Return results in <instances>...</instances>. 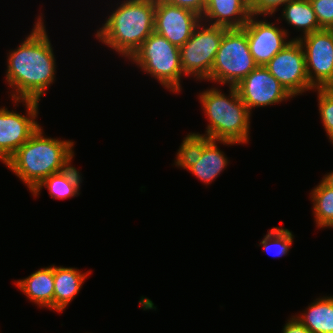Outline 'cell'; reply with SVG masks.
<instances>
[{
    "label": "cell",
    "instance_id": "cell-1",
    "mask_svg": "<svg viewBox=\"0 0 333 333\" xmlns=\"http://www.w3.org/2000/svg\"><path fill=\"white\" fill-rule=\"evenodd\" d=\"M42 15L22 43L9 52L6 80L12 100L40 101L54 82L56 60Z\"/></svg>",
    "mask_w": 333,
    "mask_h": 333
},
{
    "label": "cell",
    "instance_id": "cell-2",
    "mask_svg": "<svg viewBox=\"0 0 333 333\" xmlns=\"http://www.w3.org/2000/svg\"><path fill=\"white\" fill-rule=\"evenodd\" d=\"M43 134L40 126L5 163L30 192L43 179L69 167L74 157L73 141L53 139Z\"/></svg>",
    "mask_w": 333,
    "mask_h": 333
},
{
    "label": "cell",
    "instance_id": "cell-3",
    "mask_svg": "<svg viewBox=\"0 0 333 333\" xmlns=\"http://www.w3.org/2000/svg\"><path fill=\"white\" fill-rule=\"evenodd\" d=\"M121 3L95 36L129 59L154 32L156 0H126Z\"/></svg>",
    "mask_w": 333,
    "mask_h": 333
},
{
    "label": "cell",
    "instance_id": "cell-4",
    "mask_svg": "<svg viewBox=\"0 0 333 333\" xmlns=\"http://www.w3.org/2000/svg\"><path fill=\"white\" fill-rule=\"evenodd\" d=\"M229 96L218 88L200 92L199 99L209 124L204 136L213 140H226L238 144L249 141L250 116L235 86H229Z\"/></svg>",
    "mask_w": 333,
    "mask_h": 333
},
{
    "label": "cell",
    "instance_id": "cell-5",
    "mask_svg": "<svg viewBox=\"0 0 333 333\" xmlns=\"http://www.w3.org/2000/svg\"><path fill=\"white\" fill-rule=\"evenodd\" d=\"M143 72L149 73L171 92L178 93L185 74L180 63V50L155 31L129 58Z\"/></svg>",
    "mask_w": 333,
    "mask_h": 333
},
{
    "label": "cell",
    "instance_id": "cell-6",
    "mask_svg": "<svg viewBox=\"0 0 333 333\" xmlns=\"http://www.w3.org/2000/svg\"><path fill=\"white\" fill-rule=\"evenodd\" d=\"M257 66L249 50L246 31L227 29L207 80L235 86Z\"/></svg>",
    "mask_w": 333,
    "mask_h": 333
},
{
    "label": "cell",
    "instance_id": "cell-7",
    "mask_svg": "<svg viewBox=\"0 0 333 333\" xmlns=\"http://www.w3.org/2000/svg\"><path fill=\"white\" fill-rule=\"evenodd\" d=\"M204 24L201 21L190 39L179 48L183 73L200 80L209 78L223 34L227 30L220 26H207L206 22Z\"/></svg>",
    "mask_w": 333,
    "mask_h": 333
},
{
    "label": "cell",
    "instance_id": "cell-8",
    "mask_svg": "<svg viewBox=\"0 0 333 333\" xmlns=\"http://www.w3.org/2000/svg\"><path fill=\"white\" fill-rule=\"evenodd\" d=\"M301 44L310 85L315 88H333V30L322 29L303 35Z\"/></svg>",
    "mask_w": 333,
    "mask_h": 333
},
{
    "label": "cell",
    "instance_id": "cell-9",
    "mask_svg": "<svg viewBox=\"0 0 333 333\" xmlns=\"http://www.w3.org/2000/svg\"><path fill=\"white\" fill-rule=\"evenodd\" d=\"M16 105L23 102L27 108L26 116L0 108V160L6 161L31 137L40 127L36 117L39 101L13 100Z\"/></svg>",
    "mask_w": 333,
    "mask_h": 333
},
{
    "label": "cell",
    "instance_id": "cell-10",
    "mask_svg": "<svg viewBox=\"0 0 333 333\" xmlns=\"http://www.w3.org/2000/svg\"><path fill=\"white\" fill-rule=\"evenodd\" d=\"M265 67L292 97L314 90L307 77L305 55L298 39H291Z\"/></svg>",
    "mask_w": 333,
    "mask_h": 333
},
{
    "label": "cell",
    "instance_id": "cell-11",
    "mask_svg": "<svg viewBox=\"0 0 333 333\" xmlns=\"http://www.w3.org/2000/svg\"><path fill=\"white\" fill-rule=\"evenodd\" d=\"M235 87L250 113L253 108L293 98L265 66H257Z\"/></svg>",
    "mask_w": 333,
    "mask_h": 333
},
{
    "label": "cell",
    "instance_id": "cell-12",
    "mask_svg": "<svg viewBox=\"0 0 333 333\" xmlns=\"http://www.w3.org/2000/svg\"><path fill=\"white\" fill-rule=\"evenodd\" d=\"M200 22L201 16L196 12L156 0L154 31L178 48L190 39Z\"/></svg>",
    "mask_w": 333,
    "mask_h": 333
},
{
    "label": "cell",
    "instance_id": "cell-13",
    "mask_svg": "<svg viewBox=\"0 0 333 333\" xmlns=\"http://www.w3.org/2000/svg\"><path fill=\"white\" fill-rule=\"evenodd\" d=\"M256 18L258 17L250 16L243 29L246 31L249 50L256 64L265 66L290 40L287 41V30Z\"/></svg>",
    "mask_w": 333,
    "mask_h": 333
},
{
    "label": "cell",
    "instance_id": "cell-14",
    "mask_svg": "<svg viewBox=\"0 0 333 333\" xmlns=\"http://www.w3.org/2000/svg\"><path fill=\"white\" fill-rule=\"evenodd\" d=\"M250 16L249 0H207L201 21L227 29H239L245 26Z\"/></svg>",
    "mask_w": 333,
    "mask_h": 333
},
{
    "label": "cell",
    "instance_id": "cell-15",
    "mask_svg": "<svg viewBox=\"0 0 333 333\" xmlns=\"http://www.w3.org/2000/svg\"><path fill=\"white\" fill-rule=\"evenodd\" d=\"M224 143V145L238 144L226 140H213L203 135V153L201 158L191 166L188 170L194 174L198 180L208 185L215 180L223 169L228 165V159L221 151L217 144Z\"/></svg>",
    "mask_w": 333,
    "mask_h": 333
},
{
    "label": "cell",
    "instance_id": "cell-16",
    "mask_svg": "<svg viewBox=\"0 0 333 333\" xmlns=\"http://www.w3.org/2000/svg\"><path fill=\"white\" fill-rule=\"evenodd\" d=\"M16 284L34 304L54 310V265L38 269Z\"/></svg>",
    "mask_w": 333,
    "mask_h": 333
},
{
    "label": "cell",
    "instance_id": "cell-17",
    "mask_svg": "<svg viewBox=\"0 0 333 333\" xmlns=\"http://www.w3.org/2000/svg\"><path fill=\"white\" fill-rule=\"evenodd\" d=\"M91 272L81 273L77 268L54 265V310L63 311L79 293Z\"/></svg>",
    "mask_w": 333,
    "mask_h": 333
},
{
    "label": "cell",
    "instance_id": "cell-18",
    "mask_svg": "<svg viewBox=\"0 0 333 333\" xmlns=\"http://www.w3.org/2000/svg\"><path fill=\"white\" fill-rule=\"evenodd\" d=\"M82 174L70 165L61 172L54 173L43 179L31 192L33 196H38L40 190L45 187L49 190V195L53 199H65L79 195Z\"/></svg>",
    "mask_w": 333,
    "mask_h": 333
},
{
    "label": "cell",
    "instance_id": "cell-19",
    "mask_svg": "<svg viewBox=\"0 0 333 333\" xmlns=\"http://www.w3.org/2000/svg\"><path fill=\"white\" fill-rule=\"evenodd\" d=\"M297 318L312 333H333V296L317 298Z\"/></svg>",
    "mask_w": 333,
    "mask_h": 333
},
{
    "label": "cell",
    "instance_id": "cell-20",
    "mask_svg": "<svg viewBox=\"0 0 333 333\" xmlns=\"http://www.w3.org/2000/svg\"><path fill=\"white\" fill-rule=\"evenodd\" d=\"M282 18L294 29L302 30L304 35L322 30L309 0H292L286 3Z\"/></svg>",
    "mask_w": 333,
    "mask_h": 333
},
{
    "label": "cell",
    "instance_id": "cell-21",
    "mask_svg": "<svg viewBox=\"0 0 333 333\" xmlns=\"http://www.w3.org/2000/svg\"><path fill=\"white\" fill-rule=\"evenodd\" d=\"M314 219L319 228H333V188L323 181L311 192Z\"/></svg>",
    "mask_w": 333,
    "mask_h": 333
},
{
    "label": "cell",
    "instance_id": "cell-22",
    "mask_svg": "<svg viewBox=\"0 0 333 333\" xmlns=\"http://www.w3.org/2000/svg\"><path fill=\"white\" fill-rule=\"evenodd\" d=\"M203 153V135L199 133H189L184 137L176 154L175 165L184 169H189L201 158Z\"/></svg>",
    "mask_w": 333,
    "mask_h": 333
},
{
    "label": "cell",
    "instance_id": "cell-23",
    "mask_svg": "<svg viewBox=\"0 0 333 333\" xmlns=\"http://www.w3.org/2000/svg\"><path fill=\"white\" fill-rule=\"evenodd\" d=\"M293 234L290 230L285 228L273 227L268 231L264 239L261 241V247L264 248L268 254L273 253L272 256L287 255L293 242Z\"/></svg>",
    "mask_w": 333,
    "mask_h": 333
},
{
    "label": "cell",
    "instance_id": "cell-24",
    "mask_svg": "<svg viewBox=\"0 0 333 333\" xmlns=\"http://www.w3.org/2000/svg\"><path fill=\"white\" fill-rule=\"evenodd\" d=\"M318 91V107L321 120L329 137L333 143V88H315Z\"/></svg>",
    "mask_w": 333,
    "mask_h": 333
},
{
    "label": "cell",
    "instance_id": "cell-25",
    "mask_svg": "<svg viewBox=\"0 0 333 333\" xmlns=\"http://www.w3.org/2000/svg\"><path fill=\"white\" fill-rule=\"evenodd\" d=\"M322 29L333 28V0H309Z\"/></svg>",
    "mask_w": 333,
    "mask_h": 333
},
{
    "label": "cell",
    "instance_id": "cell-26",
    "mask_svg": "<svg viewBox=\"0 0 333 333\" xmlns=\"http://www.w3.org/2000/svg\"><path fill=\"white\" fill-rule=\"evenodd\" d=\"M292 0H249V11L251 16L273 15L278 11V7L284 6Z\"/></svg>",
    "mask_w": 333,
    "mask_h": 333
},
{
    "label": "cell",
    "instance_id": "cell-27",
    "mask_svg": "<svg viewBox=\"0 0 333 333\" xmlns=\"http://www.w3.org/2000/svg\"><path fill=\"white\" fill-rule=\"evenodd\" d=\"M164 1L175 6L192 10L200 16H202L207 4V0H164Z\"/></svg>",
    "mask_w": 333,
    "mask_h": 333
},
{
    "label": "cell",
    "instance_id": "cell-28",
    "mask_svg": "<svg viewBox=\"0 0 333 333\" xmlns=\"http://www.w3.org/2000/svg\"><path fill=\"white\" fill-rule=\"evenodd\" d=\"M282 333H312L297 318L291 317L285 324Z\"/></svg>",
    "mask_w": 333,
    "mask_h": 333
},
{
    "label": "cell",
    "instance_id": "cell-29",
    "mask_svg": "<svg viewBox=\"0 0 333 333\" xmlns=\"http://www.w3.org/2000/svg\"><path fill=\"white\" fill-rule=\"evenodd\" d=\"M322 181L329 186L330 188H333V171L329 172L326 174L323 178Z\"/></svg>",
    "mask_w": 333,
    "mask_h": 333
}]
</instances>
